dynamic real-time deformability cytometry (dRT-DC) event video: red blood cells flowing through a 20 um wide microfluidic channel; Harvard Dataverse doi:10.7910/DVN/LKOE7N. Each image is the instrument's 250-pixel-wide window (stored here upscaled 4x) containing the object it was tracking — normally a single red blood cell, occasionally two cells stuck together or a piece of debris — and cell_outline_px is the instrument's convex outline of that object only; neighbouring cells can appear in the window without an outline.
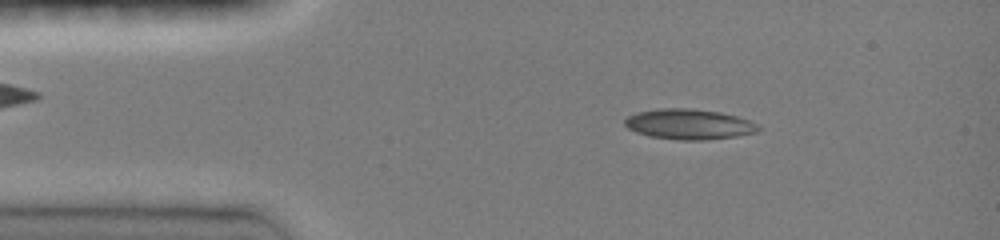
{"species": "common noctule bat (a hibernating species)", "species_latin": "Nyctalus noctula", "temperature_condition": "room temperature", "stored_images_in_passage": 46, "camera_frame_rate_fps": 3000, "um_per_image_px": 0.085, "animal": {"sex": "female", "body_mass_g": 19.0, "forearm_length_mm": 51.5}, "frame": {"image": 1, "passage_image": 6, "time_ms": 1.667, "image_size_px": [1000, 240], "cell_outline_px": [[760, 128], [756, 132], [736, 136], [708, 140], [676, 140], [648, 136], [636, 132], [628, 128], [624, 124], [624, 120], [628, 116], [636, 112], [656, 108], [692, 108], [720, 112], [736, 116], [748, 120], [756, 124]], "centroid_in_image_um": [58.52, 10.56], "position_along_channel_um": 26.5, "area_um2": 23.76}}
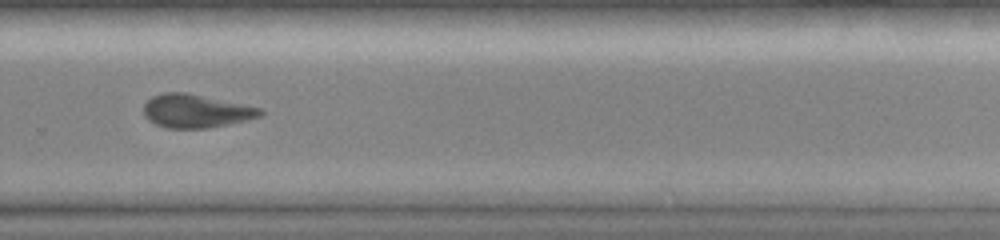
{"frame": {"image": 2, "passage_image": 31, "time_ms": 10.0, "image_size_px": [1000, 240], "cell_outline_px": [[264, 112], [260, 116], [248, 120], [208, 128], [168, 128], [156, 124], [148, 120], [144, 116], [144, 104], [152, 96], [164, 92], [184, 92], [264, 108]], "centroid_in_image_um": [16.67, 9.43], "position_along_channel_um": 313.1, "area_um2": 22.72}}
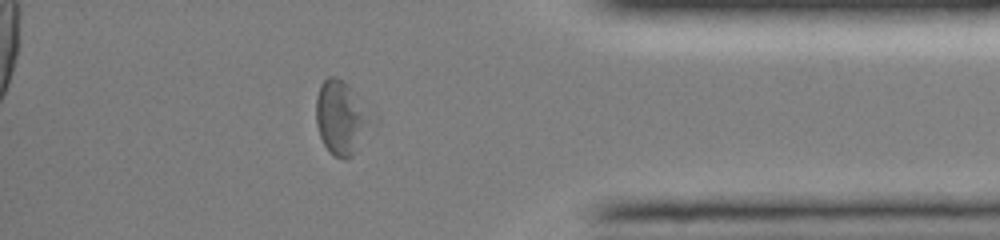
{"frame": {"image": 3, "passage_image": 39, "time_ms": 12.667, "image_size_px": [1000, 240], "cell_outline_px": [[380, 124], [352, 156], [344, 160], [332, 156], [328, 152], [320, 136], [316, 124], [316, 96], [320, 84], [328, 76], [336, 76], [344, 80], [380, 116]], "centroid_in_image_um": [29.18, 10.02], "position_along_channel_um": 406.0, "area_um2": 26.07}, "authors_computed_cell_mechanics": {"area_um2": 23.2934, "velocity_mm_per_s": 4.0161, "shape_relaxation_time_tau1_ms": 6.4819, "shape_relaxation_time_tau2_ms": 8.7231, "deformation_change_tau1": 0.1576, "deformation_change_tau2": 0.169}}